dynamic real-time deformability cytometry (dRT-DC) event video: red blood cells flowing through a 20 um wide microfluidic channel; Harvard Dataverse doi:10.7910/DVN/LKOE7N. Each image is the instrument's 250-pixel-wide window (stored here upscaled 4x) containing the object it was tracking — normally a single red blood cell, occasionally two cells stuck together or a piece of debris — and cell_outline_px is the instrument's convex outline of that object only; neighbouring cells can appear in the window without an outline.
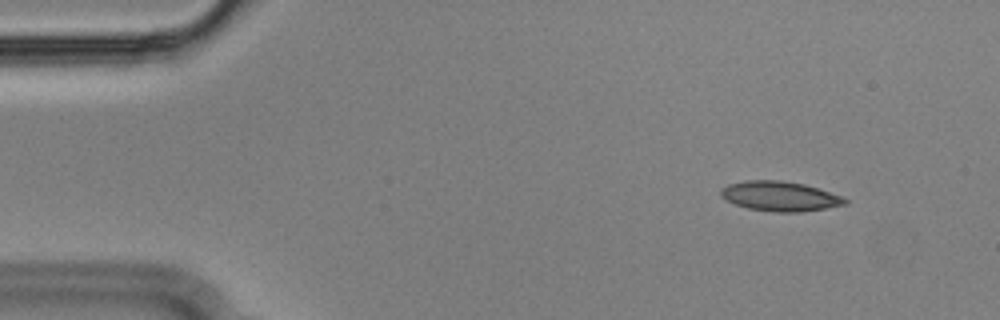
{"species": "Egyptian fruit bat (a non-hibernating species)", "species_latin": "Rousettus aegyptiacus", "temperature_condition": "cold", "stored_images_in_passage": 51, "camera_frame_rate_fps": 3000, "um_per_image_px": 0.085, "animal": {"sex": "male"}, "frame": {"image": 1, "passage_image": 1, "time_ms": 0.0, "image_size_px": [1000, 320], "cell_outline_px": [[848, 204], [800, 212], [776, 212], [748, 208], [724, 200], [720, 196], [720, 188], [728, 184], [744, 180], [780, 180], [804, 184], [840, 196], [848, 200]], "centroid_in_image_um": [66.23, 16.67], "position_along_channel_um": 18.8, "area_um2": 21.44}}
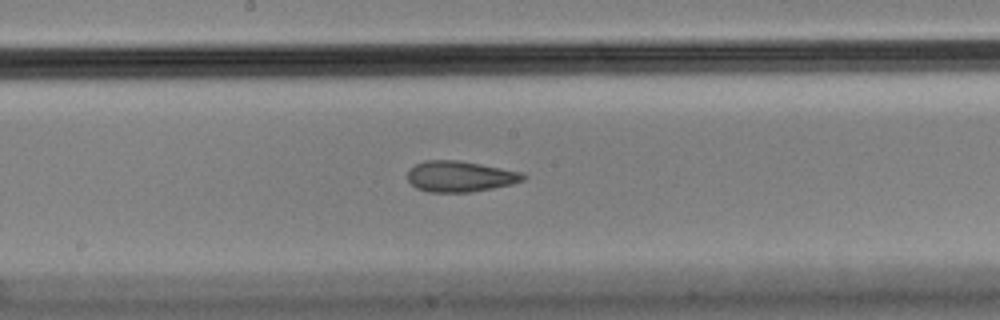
{"frame": {"image": 2, "passage_image": 24, "time_ms": 7.667, "image_size_px": [1000, 320], "cell_outline_px": [[528, 176], [524, 180], [512, 184], [472, 192], [428, 192], [416, 188], [408, 180], [408, 172], [416, 164], [424, 160], [460, 160], [524, 172]], "centroid_in_image_um": [39.15, 14.99], "position_along_channel_um": 209.1, "area_um2": 20.92}}
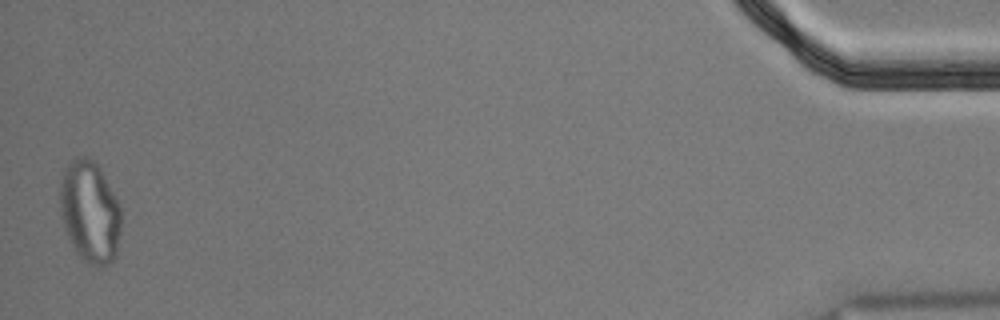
{"frame": {"image": 3, "passage_image": 50, "time_ms": 16.333, "image_size_px": [1000, 320], "cell_outline_px": [[120, 232], [116, 256], [104, 268], [88, 264], [76, 252], [64, 228], [60, 212], [60, 180], [64, 168], [72, 160], [80, 156], [84, 156], [92, 160], [100, 168], [120, 204]], "centroid_in_image_um": [7.64, 18.01], "position_along_channel_um": 427.6, "area_um2": 36.41}, "authors_computed_cell_mechanics": {"area_um2": 21.675, "velocity_mm_per_s": 3.5727, "shape_relaxation_time_tau1_ms": null, "shape_relaxation_time_tau2_ms": 2.4987, "deformation_change_tau1": null, "deformation_change_tau2": 0.0834}}